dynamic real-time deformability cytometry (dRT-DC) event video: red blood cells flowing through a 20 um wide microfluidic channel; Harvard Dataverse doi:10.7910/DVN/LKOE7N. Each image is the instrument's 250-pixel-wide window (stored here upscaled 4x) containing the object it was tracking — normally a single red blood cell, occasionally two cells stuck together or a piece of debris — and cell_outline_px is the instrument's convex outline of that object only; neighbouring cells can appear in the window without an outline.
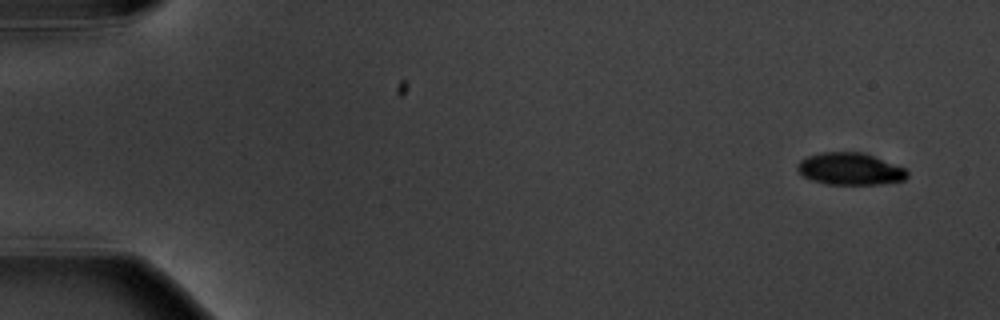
{"species": "common noctule bat (a hibernating species)", "species_latin": "Nyctalus noctula", "temperature_condition": "warm", "stored_images_in_passage": 4, "camera_frame_rate_fps": 3000, "um_per_image_px": 0.085, "animal": {"sex": "male", "body_mass_g": 20.1, "forearm_length_mm": 53.5}, "frame": {"image": 1, "passage_image": 1, "time_ms": 0.0, "image_size_px": [1000, 320], "cell_outline_px": [[908, 176], [904, 180], [880, 184], [828, 184], [812, 180], [804, 176], [796, 168], [796, 164], [800, 160], [808, 156], [820, 152], [864, 152], [904, 168], [908, 172]], "centroid_in_image_um": [72.24, 14.35], "position_along_channel_um": 12.8, "area_um2": 20.46}}
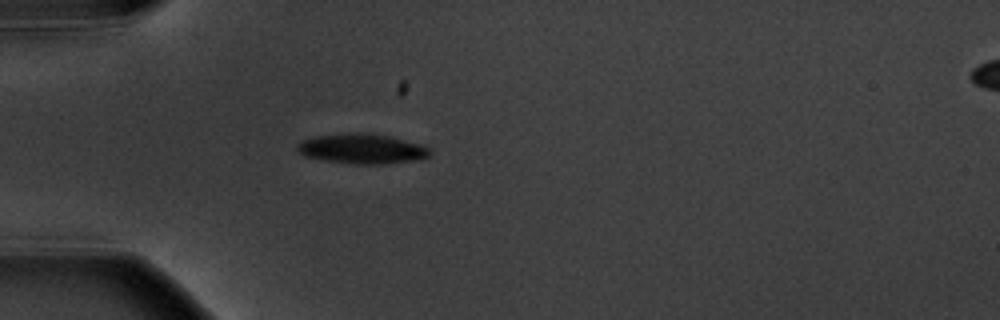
{"frame": {"image": 2, "passage_image": 4, "time_ms": 4.667, "image_size_px": [1000, 320], "cell_outline_px": [[432, 152], [428, 156], [420, 160], [384, 164], [356, 164], [324, 160], [304, 156], [296, 148], [296, 144], [304, 140], [316, 136], [356, 132], [360, 132], [392, 136], [420, 144], [428, 148]], "centroid_in_image_um": [30.8, 12.65], "position_along_channel_um": 54.2, "area_um2": 23.18}}